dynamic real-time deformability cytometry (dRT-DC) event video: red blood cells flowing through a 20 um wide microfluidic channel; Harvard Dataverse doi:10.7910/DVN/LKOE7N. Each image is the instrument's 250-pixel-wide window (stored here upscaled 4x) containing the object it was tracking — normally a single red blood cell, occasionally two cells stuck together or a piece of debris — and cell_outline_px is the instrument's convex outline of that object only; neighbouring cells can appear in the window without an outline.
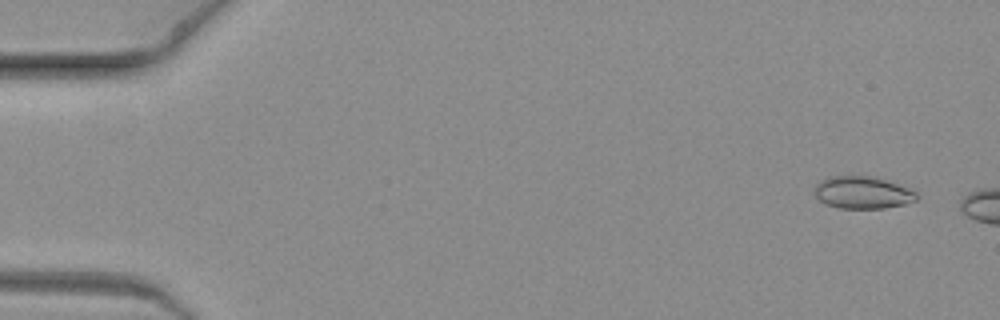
{"species": "common noctule bat (a hibernating species)", "species_latin": "Nyctalus noctula", "temperature_condition": "warm", "stored_images_in_passage": 6, "camera_frame_rate_fps": 3000, "um_per_image_px": 0.085, "animal": {"sex": "female", "body_mass_g": 19.3, "forearm_length_mm": 54.1}, "frame": {"image": 1, "passage_image": 2, "time_ms": 0.333, "image_size_px": [1000, 320], "cell_outline_px": [[916, 200], [904, 204], [884, 208], [840, 208], [824, 204], [812, 192], [816, 184], [820, 180], [828, 176], [872, 176], [908, 188], [916, 192]], "centroid_in_image_um": [73.25, 16.36], "position_along_channel_um": 11.8, "area_um2": 19.13}}